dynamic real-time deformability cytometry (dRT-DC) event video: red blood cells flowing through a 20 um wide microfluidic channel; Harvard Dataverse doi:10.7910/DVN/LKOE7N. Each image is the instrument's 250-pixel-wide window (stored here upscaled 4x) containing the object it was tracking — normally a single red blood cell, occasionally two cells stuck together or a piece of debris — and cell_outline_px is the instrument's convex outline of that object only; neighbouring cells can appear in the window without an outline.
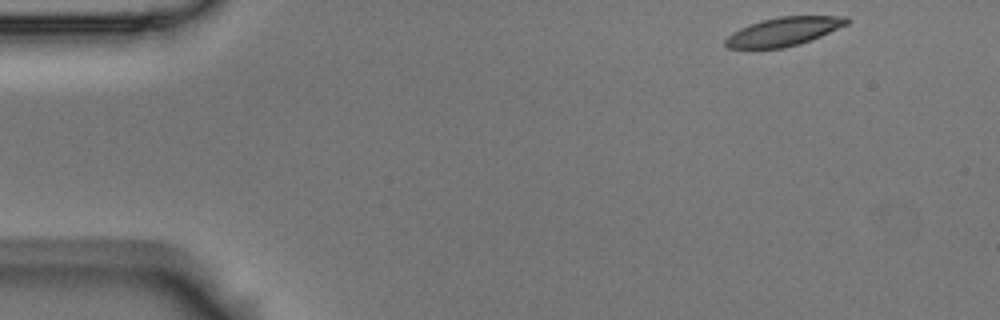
{"species": "Egyptian fruit bat (a non-hibernating species)", "species_latin": "Rousettus aegyptiacus", "temperature_condition": "room temperature", "stored_images_in_passage": 51, "camera_frame_rate_fps": 3000, "um_per_image_px": 0.085, "animal": {"sex": "male"}, "frame": {"image": 1, "passage_image": 1, "time_ms": 0.0, "image_size_px": [1000, 320], "cell_outline_px": [[852, 20], [848, 24], [820, 36], [800, 44], [784, 48], [728, 48], [724, 44], [724, 40], [732, 32], [740, 28], [760, 20], [780, 16], [848, 16]], "centroid_in_image_um": [66.62, 2.67], "position_along_channel_um": 18.4, "area_um2": 20.29}}
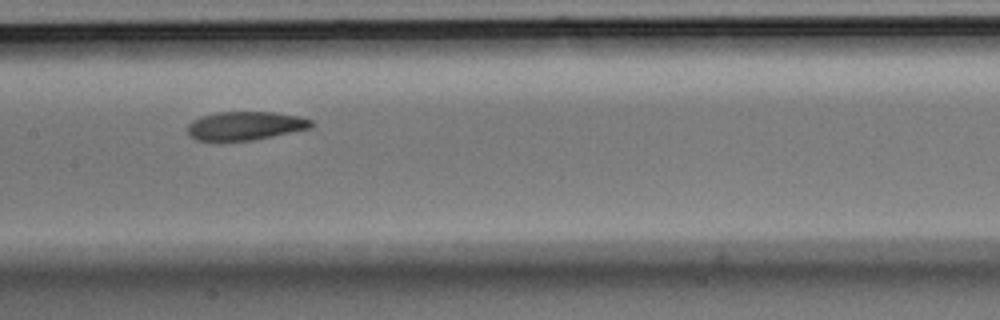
{"frame": {"image": 2, "passage_image": 23, "time_ms": 7.333, "image_size_px": [1000, 320], "cell_outline_px": [[316, 124], [312, 128], [252, 140], [196, 140], [188, 132], [188, 124], [192, 120], [200, 116], [216, 112], [276, 112], [300, 116], [312, 120]], "centroid_in_image_um": [20.9, 10.67], "position_along_channel_um": 186.5, "area_um2": 20.63}}
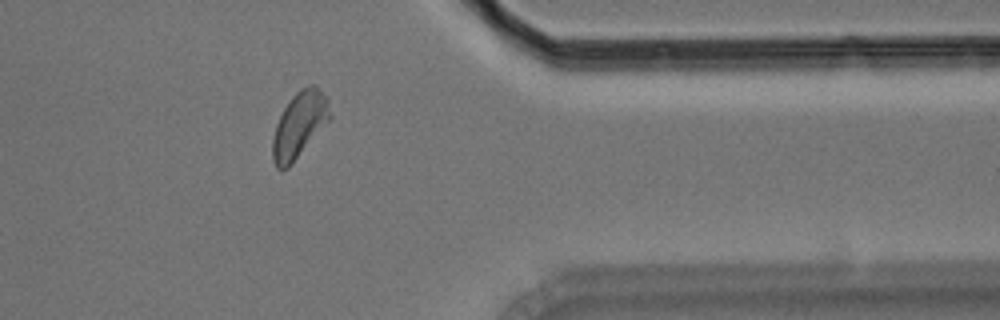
{"frame": {"image": 3, "passage_image": 41, "time_ms": 13.333, "image_size_px": [1000, 320], "cell_outline_px": [[332, 116], [288, 168], [280, 172], [276, 168], [272, 160], [272, 140], [276, 124], [284, 108], [292, 96], [300, 88], [308, 84], [316, 84], [328, 96]], "centroid_in_image_um": [25.45, 10.58], "position_along_channel_um": 386.0, "area_um2": 22.2}, "authors_computed_cell_mechanics": {"area_um2": 21.386, "velocity_mm_per_s": 3.5665, "shape_relaxation_time_tau1_ms": 4.3676, "shape_relaxation_time_tau2_ms": 1.9729, "deformation_change_tau1": 0.1542, "deformation_change_tau2": 0.083}}